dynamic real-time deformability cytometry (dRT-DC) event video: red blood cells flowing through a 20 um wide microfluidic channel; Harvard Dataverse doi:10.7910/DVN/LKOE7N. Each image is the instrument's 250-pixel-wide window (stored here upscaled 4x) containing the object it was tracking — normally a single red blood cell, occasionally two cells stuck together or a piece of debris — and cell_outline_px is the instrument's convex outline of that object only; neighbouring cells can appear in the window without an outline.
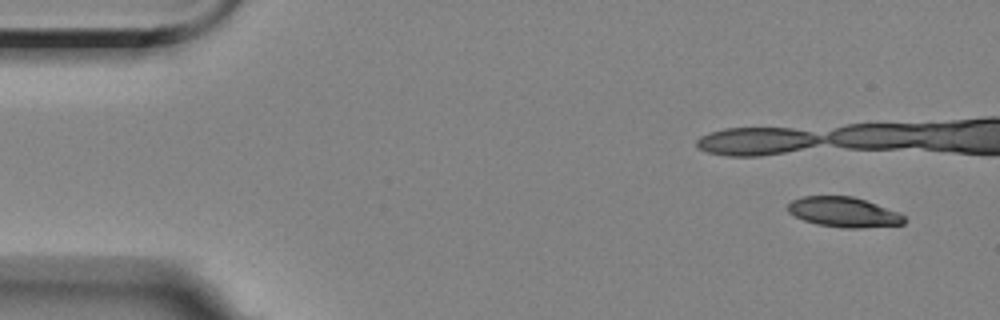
{"species": "Egyptian fruit bat (a non-hibernating species)", "species_latin": "Rousettus aegyptiacus", "temperature_condition": "room temperature", "stored_images_in_passage": 5, "camera_frame_rate_fps": 3000, "um_per_image_px": 0.085, "animal": {"sex": "female"}, "frame": {"image": 1, "passage_image": 1, "time_ms": 0.0, "image_size_px": [1000, 320], "cell_outline_px": [[908, 220], [904, 224], [864, 228], [840, 228], [816, 224], [804, 220], [788, 212], [788, 204], [792, 200], [804, 196], [852, 196], [900, 212]], "centroid_in_image_um": [71.75, 18.04], "position_along_channel_um": 13.2, "area_um2": 20.46}}